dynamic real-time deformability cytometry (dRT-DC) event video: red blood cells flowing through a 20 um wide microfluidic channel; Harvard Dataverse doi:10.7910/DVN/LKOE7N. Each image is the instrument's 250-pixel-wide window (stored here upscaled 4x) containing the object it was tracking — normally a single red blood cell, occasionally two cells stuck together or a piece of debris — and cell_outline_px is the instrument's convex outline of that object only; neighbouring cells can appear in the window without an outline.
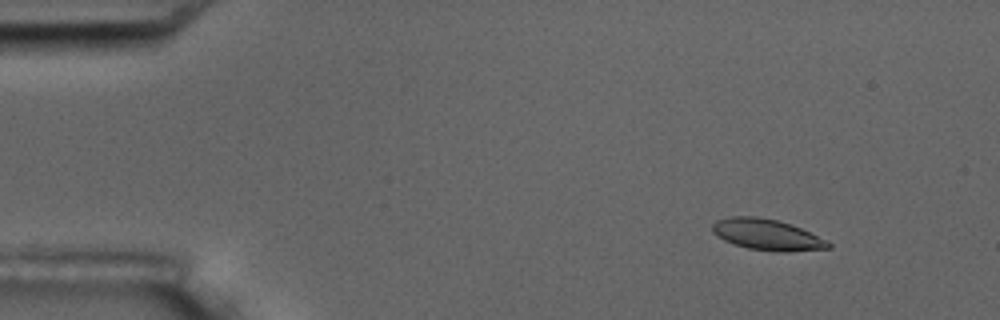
{"species": "common noctule bat (a hibernating species)", "species_latin": "Nyctalus noctula", "temperature_condition": "room temperature", "stored_images_in_passage": 4, "camera_frame_rate_fps": 3000, "um_per_image_px": 0.085, "animal": {"sex": "male", "body_mass_g": 17.5, "forearm_length_mm": 52.3}, "frame": {"image": 1, "passage_image": 2, "time_ms": 1.333, "image_size_px": [1000, 320], "cell_outline_px": [[832, 248], [788, 252], [776, 252], [748, 248], [732, 244], [716, 236], [712, 232], [712, 224], [716, 220], [732, 216], [756, 216], [776, 220], [792, 224], [828, 240], [832, 244]], "centroid_in_image_um": [65.21, 19.95], "position_along_channel_um": 19.8, "area_um2": 21.27}}